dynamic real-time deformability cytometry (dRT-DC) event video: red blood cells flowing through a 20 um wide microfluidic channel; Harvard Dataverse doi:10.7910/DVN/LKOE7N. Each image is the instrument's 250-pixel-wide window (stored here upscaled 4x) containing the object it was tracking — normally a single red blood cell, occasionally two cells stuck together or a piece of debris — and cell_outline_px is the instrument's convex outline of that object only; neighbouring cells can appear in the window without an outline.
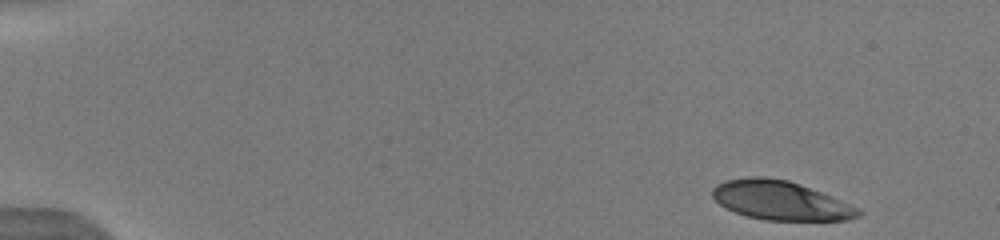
{"species": "human", "species_latin": "Homo sapiens", "temperature_condition": "warm", "stored_images_in_passage": 7, "camera_frame_rate_fps": 3000, "um_per_image_px": 0.085, "donor": {"sex": "male"}, "frame": {"image": 1, "passage_image": 1, "time_ms": 0.0, "image_size_px": [1000, 240], "cell_outline_px": [[864, 212], [860, 216], [848, 220], [764, 220], [748, 216], [736, 212], [720, 204], [712, 196], [712, 188], [716, 184], [724, 180], [752, 176], [764, 176], [788, 180], [820, 192], [860, 208]], "centroid_in_image_um": [66.34, 17.03], "position_along_channel_um": 18.7, "area_um2": 33.06}}
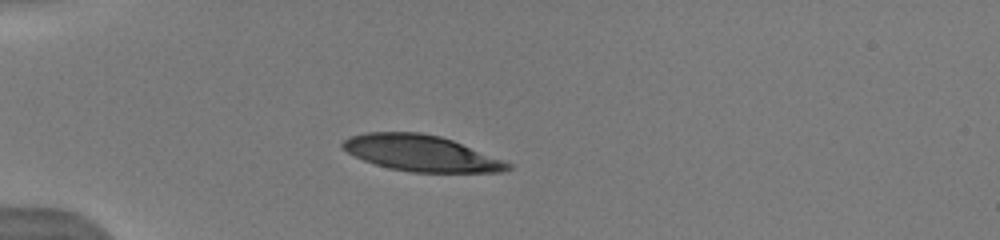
{"frame": {"image": 2, "passage_image": 5, "time_ms": 3.333, "image_size_px": [1000, 240], "cell_outline_px": [[512, 168], [500, 172], [412, 172], [388, 168], [364, 160], [340, 148], [340, 144], [344, 140], [352, 136], [368, 132], [420, 132], [440, 136], [452, 140], [504, 160], [512, 164]], "centroid_in_image_um": [35.79, 13.02], "position_along_channel_um": 49.2, "area_um2": 34.51}}